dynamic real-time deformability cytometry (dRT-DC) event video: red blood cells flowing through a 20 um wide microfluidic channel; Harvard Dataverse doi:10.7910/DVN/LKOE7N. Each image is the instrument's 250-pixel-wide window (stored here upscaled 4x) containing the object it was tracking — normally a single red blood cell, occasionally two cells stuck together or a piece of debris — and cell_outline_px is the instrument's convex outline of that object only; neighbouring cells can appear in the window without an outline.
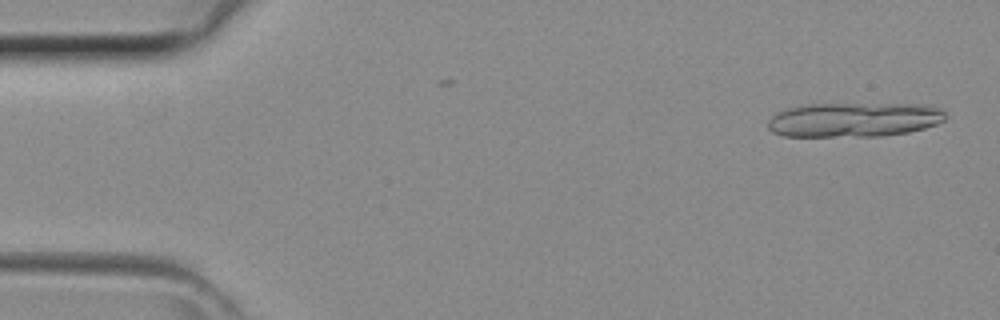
{"species": "common noctule bat (a hibernating species)", "species_latin": "Nyctalus noctula", "temperature_condition": "room temperature", "stored_images_in_passage": 4, "camera_frame_rate_fps": 3000, "um_per_image_px": 0.085, "animal": {"sex": "female", "body_mass_g": 29.2, "forearm_length_mm": 56.3}, "frame": {"image": 1, "passage_image": 2, "time_ms": 0.333, "image_size_px": [1000, 320], "cell_outline_px": [[944, 120], [936, 124], [924, 128], [908, 132], [884, 136], [784, 136], [772, 132], [768, 128], [768, 120], [776, 112], [788, 108], [804, 104], [932, 104], [940, 108], [944, 112]], "centroid_in_image_um": [72.59, 10.17], "position_along_channel_um": 12.4, "area_um2": 35.89}}